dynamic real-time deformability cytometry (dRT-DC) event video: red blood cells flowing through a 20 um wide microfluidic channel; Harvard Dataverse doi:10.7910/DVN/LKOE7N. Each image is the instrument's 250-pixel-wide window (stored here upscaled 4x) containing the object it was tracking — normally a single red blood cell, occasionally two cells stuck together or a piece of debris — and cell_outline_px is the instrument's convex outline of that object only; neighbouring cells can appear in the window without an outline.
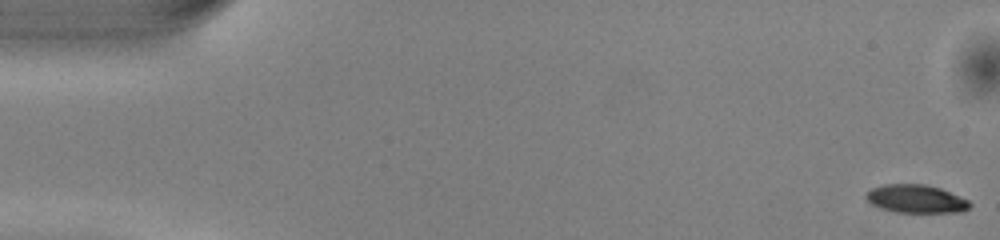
{"species": "common noctule bat (a hibernating species)", "species_latin": "Nyctalus noctula", "temperature_condition": "warm", "stored_images_in_passage": 51, "camera_frame_rate_fps": 3000, "um_per_image_px": 0.085, "animal": {"sex": "male", "body_mass_g": 13.0, "forearm_length_mm": 53.1}, "frame": {"image": 1, "passage_image": 1, "time_ms": 0.0, "image_size_px": [1000, 240], "cell_outline_px": [[972, 204], [968, 208], [960, 212], [900, 212], [884, 208], [872, 204], [864, 196], [872, 188], [884, 184], [928, 184], [940, 188], [968, 200]], "centroid_in_image_um": [77.88, 16.89], "position_along_channel_um": 7.1, "area_um2": 16.76}}
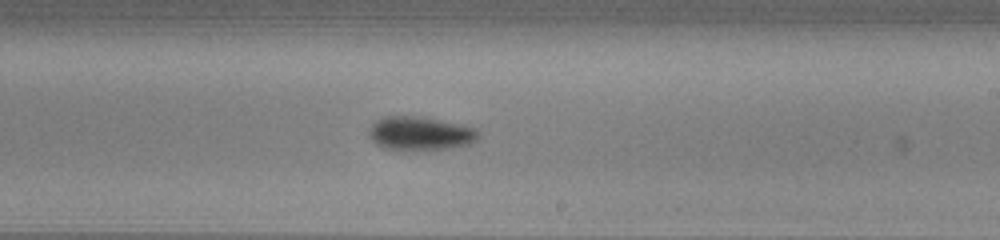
{"frame": {"image": 2, "passage_image": 30, "time_ms": 9.667, "image_size_px": [1000, 240], "cell_outline_px": [[480, 136], [476, 140], [468, 144], [448, 148], [384, 148], [376, 144], [368, 136], [368, 128], [376, 120], [384, 116], [416, 116], [460, 124], [476, 128], [480, 132]], "centroid_in_image_um": [35.7, 11.31], "position_along_channel_um": 253.3, "area_um2": 20.98}}
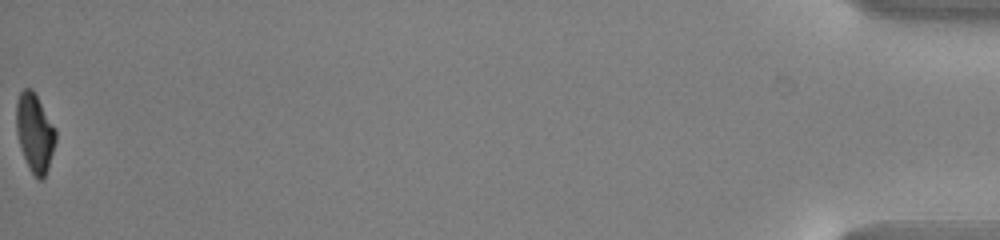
{"frame": {"image": 3, "passage_image": 51, "time_ms": 16.667, "image_size_px": [1000, 240], "cell_outline_px": [[56, 140], [48, 168], [44, 180], [40, 180], [28, 168], [20, 148], [16, 132], [16, 100], [20, 92], [24, 88], [32, 88], [56, 128]], "centroid_in_image_um": [2.95, 11.28], "position_along_channel_um": 432.3, "area_um2": 18.21}, "authors_computed_cell_mechanics": {"area_um2": 19.4208, "velocity_mm_per_s": 4.0757, "shape_relaxation_time_tau1_ms": 2.0858, "shape_relaxation_time_tau2_ms": null, "deformation_change_tau1": 0.1108, "deformation_change_tau2": null}}